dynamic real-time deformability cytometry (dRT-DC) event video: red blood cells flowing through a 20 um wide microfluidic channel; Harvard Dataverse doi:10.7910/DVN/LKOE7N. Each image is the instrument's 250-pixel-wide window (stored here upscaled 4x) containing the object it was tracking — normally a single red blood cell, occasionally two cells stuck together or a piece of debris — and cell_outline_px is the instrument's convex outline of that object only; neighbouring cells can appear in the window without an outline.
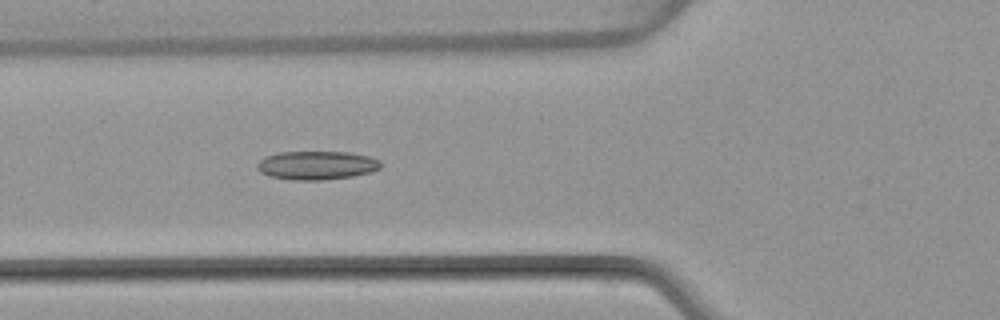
{"species": "common noctule bat (a hibernating species)", "species_latin": "Nyctalus noctula", "temperature_condition": "warm", "stored_images_in_passage": 51, "camera_frame_rate_fps": 3000, "um_per_image_px": 0.085, "animal": {"sex": "female", "body_mass_g": 22.7, "forearm_length_mm": 54.2}, "frame": {"image": 1, "passage_image": 18, "time_ms": 5.667, "image_size_px": [1000, 320], "cell_outline_px": [[380, 168], [372, 172], [352, 176], [320, 180], [292, 180], [268, 176], [260, 172], [256, 168], [256, 164], [264, 156], [280, 152], [348, 152], [368, 156], [380, 160]], "centroid_in_image_um": [26.88, 14.05], "position_along_channel_um": 98.9, "area_um2": 20.69}}
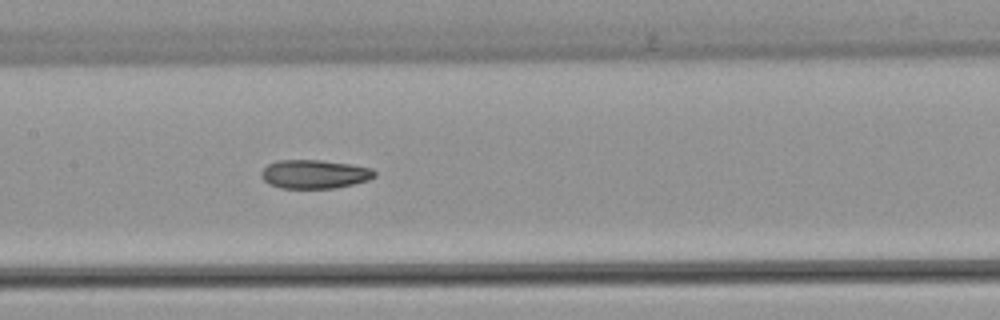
{"frame": {"image": 2, "passage_image": 24, "time_ms": 7.667, "image_size_px": [1000, 320], "cell_outline_px": [[376, 176], [368, 180], [336, 188], [280, 188], [264, 180], [260, 176], [260, 172], [268, 164], [276, 160], [320, 160], [352, 164], [372, 168], [376, 172]], "centroid_in_image_um": [26.74, 14.79], "position_along_channel_um": 180.7, "area_um2": 19.02}}
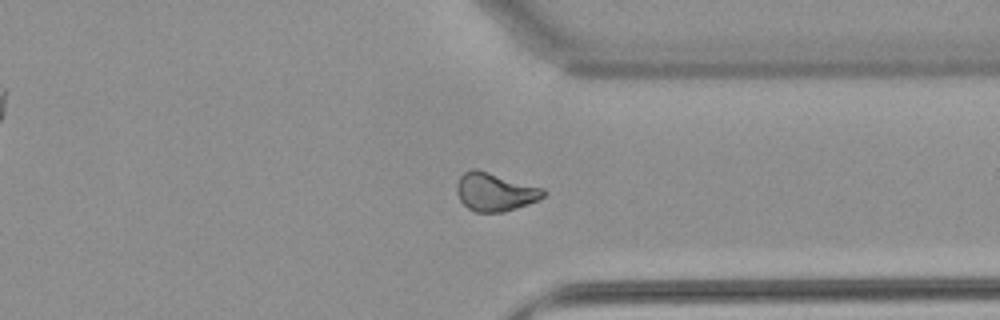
{"frame": {"image": 3, "passage_image": 38, "time_ms": 12.333, "image_size_px": [1000, 320], "cell_outline_px": [[544, 196], [528, 204], [504, 212], [476, 212], [468, 208], [460, 200], [456, 192], [456, 184], [460, 176], [464, 172], [472, 168], [476, 168], [544, 188]], "centroid_in_image_um": [42.04, 16.3], "position_along_channel_um": 369.4, "area_um2": 19.31}, "authors_computed_cell_mechanics": {"area_um2": 19.7098, "velocity_mm_per_s": 4.0649, "shape_relaxation_time_tau1_ms": null, "shape_relaxation_time_tau2_ms": 5.889, "deformation_change_tau1": null, "deformation_change_tau2": 0.1314}}